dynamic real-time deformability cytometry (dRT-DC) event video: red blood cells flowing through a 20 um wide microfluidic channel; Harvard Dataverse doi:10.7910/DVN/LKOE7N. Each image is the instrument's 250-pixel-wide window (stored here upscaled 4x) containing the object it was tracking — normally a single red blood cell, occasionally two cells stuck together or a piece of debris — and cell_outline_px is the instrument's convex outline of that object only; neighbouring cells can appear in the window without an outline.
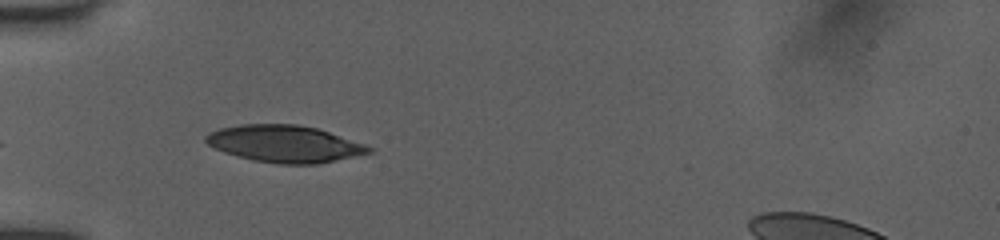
{"species": "human", "species_latin": "Homo sapiens", "temperature_condition": "room temperature", "stored_images_in_passage": 39, "camera_frame_rate_fps": 3000, "um_per_image_px": 0.085, "donor": {"sex": "female"}, "frame": {"image": 1, "passage_image": 4, "time_ms": 1.0, "image_size_px": [1000, 240], "cell_outline_px": [[372, 152], [316, 164], [280, 164], [252, 160], [224, 152], [208, 144], [204, 140], [204, 136], [208, 132], [220, 128], [240, 124], [300, 124], [316, 128], [364, 144], [372, 148]], "centroid_in_image_um": [24.13, 12.21], "position_along_channel_um": 60.9, "area_um2": 34.85}}
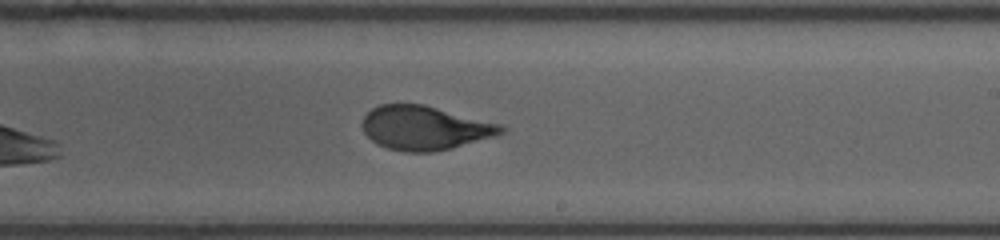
{"frame": {"image": 2, "passage_image": 19, "time_ms": 6.0, "image_size_px": [1000, 240], "cell_outline_px": [[508, 128], [504, 132], [492, 136], [452, 148], [432, 152], [404, 152], [388, 148], [376, 144], [364, 132], [364, 116], [372, 108], [380, 104], [424, 104], [500, 124]], "centroid_in_image_um": [36.09, 10.87], "position_along_channel_um": 252.9, "area_um2": 35.26}}
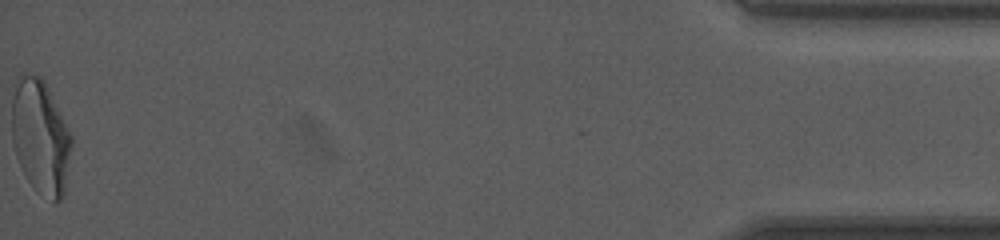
{"frame": {"image": 3, "passage_image": 39, "time_ms": 12.667, "image_size_px": [1000, 240], "cell_outline_px": [[72, 144], [64, 196], [60, 200], [52, 200], [32, 184], [28, 180], [16, 156], [12, 140], [12, 100], [20, 72], [24, 72], [40, 76], [44, 80], [72, 136]], "centroid_in_image_um": [3.45, 11.58], "position_along_channel_um": 431.8, "area_um2": 39.25}, "authors_computed_cell_mechanics": {"area_um2": 36.2406, "velocity_mm_per_s": 3.9866, "shape_relaxation_time_tau1_ms": 4.2162, "shape_relaxation_time_tau2_ms": 0.8174, "deformation_change_tau1": 0.1889, "deformation_change_tau2": 0.0774}}